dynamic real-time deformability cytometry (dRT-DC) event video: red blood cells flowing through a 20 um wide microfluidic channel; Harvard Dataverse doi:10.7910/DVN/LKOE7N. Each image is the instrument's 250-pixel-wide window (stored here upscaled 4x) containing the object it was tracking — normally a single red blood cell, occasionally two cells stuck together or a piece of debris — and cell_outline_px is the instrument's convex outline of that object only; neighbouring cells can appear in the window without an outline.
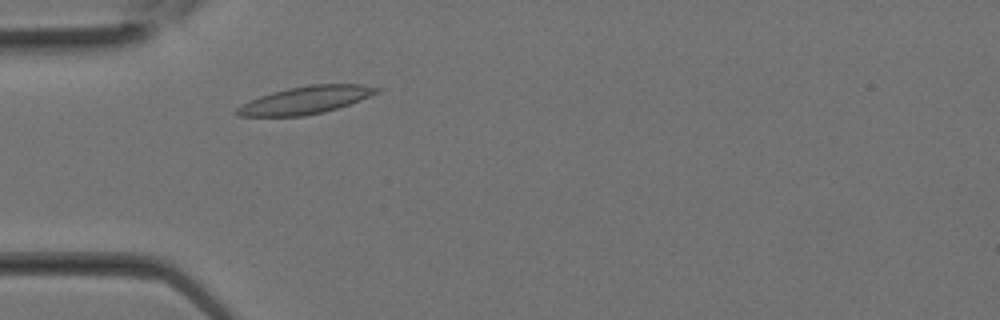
{"species": "Egyptian fruit bat (a non-hibernating species)", "species_latin": "Rousettus aegyptiacus", "temperature_condition": "room temperature", "stored_images_in_passage": 7, "camera_frame_rate_fps": 3000, "um_per_image_px": 0.085, "animal": {"sex": "female"}, "frame": {"image": 1, "passage_image": 5, "time_ms": 1.333, "image_size_px": [1000, 320], "cell_outline_px": [[380, 92], [360, 100], [324, 112], [304, 116], [236, 116], [236, 108], [260, 96], [272, 92], [288, 88], [312, 84], [360, 84], [380, 88]], "centroid_in_image_um": [26.0, 8.5], "position_along_channel_um": 59.0, "area_um2": 22.2}}
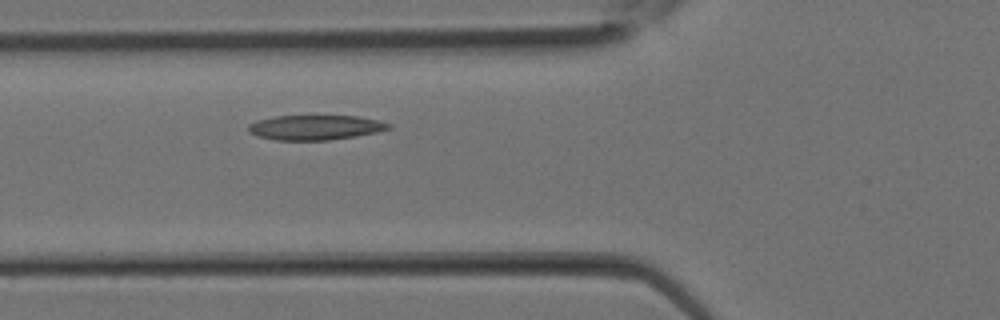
{"frame": {"image": 2, "passage_image": 7, "time_ms": 2.0, "image_size_px": [1000, 320], "cell_outline_px": [[392, 128], [376, 132], [356, 136], [328, 140], [276, 140], [256, 136], [248, 132], [248, 124], [256, 120], [276, 116], [356, 116], [380, 120], [392, 124]], "centroid_in_image_um": [26.79, 10.83], "position_along_channel_um": 99.0, "area_um2": 20.4}}